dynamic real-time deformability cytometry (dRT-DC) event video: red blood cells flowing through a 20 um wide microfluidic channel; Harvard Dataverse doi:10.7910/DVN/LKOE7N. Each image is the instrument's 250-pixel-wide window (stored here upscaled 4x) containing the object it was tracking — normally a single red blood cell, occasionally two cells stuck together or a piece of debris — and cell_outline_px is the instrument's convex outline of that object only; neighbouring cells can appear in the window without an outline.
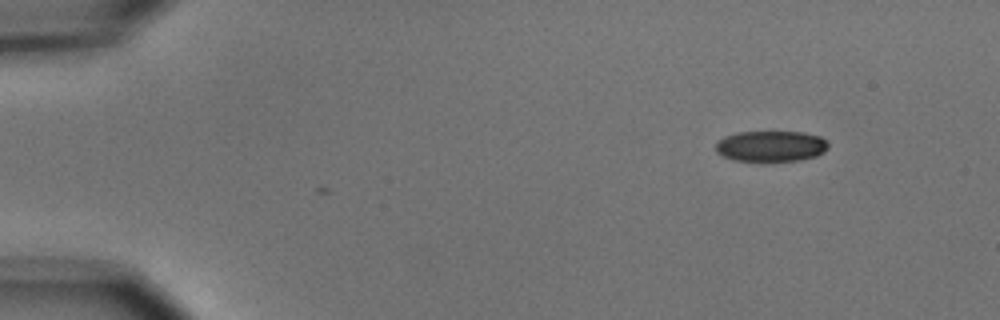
{"species": "common noctule bat (a hibernating species)", "species_latin": "Nyctalus noctula", "temperature_condition": "cold", "stored_images_in_passage": 2, "camera_frame_rate_fps": 3000, "um_per_image_px": 0.085, "animal": {"sex": "male", "body_mass_g": 15.6}, "frame": {"image": 1, "passage_image": 2, "time_ms": 1.0, "image_size_px": [1000, 320], "cell_outline_px": [[828, 148], [824, 152], [816, 156], [800, 160], [732, 160], [716, 152], [716, 140], [724, 136], [736, 132], [804, 132], [820, 136], [828, 140]], "centroid_in_image_um": [65.54, 12.4], "position_along_channel_um": 19.5, "area_um2": 20.23}}